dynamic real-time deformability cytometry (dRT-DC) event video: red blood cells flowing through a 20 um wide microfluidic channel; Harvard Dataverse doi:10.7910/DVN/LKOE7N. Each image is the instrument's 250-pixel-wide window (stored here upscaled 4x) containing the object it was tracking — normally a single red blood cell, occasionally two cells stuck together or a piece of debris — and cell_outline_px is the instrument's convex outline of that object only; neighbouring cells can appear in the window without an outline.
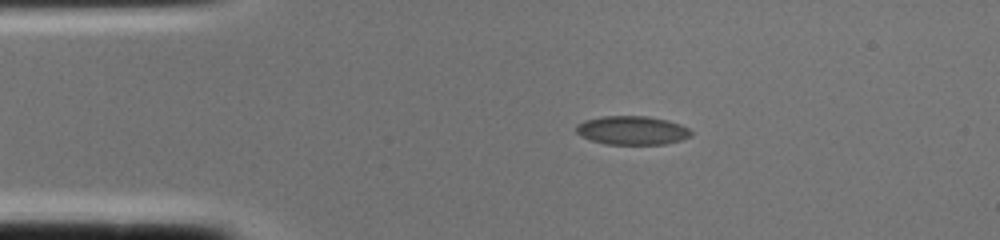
{"species": "common noctule bat (a hibernating species)", "species_latin": "Nyctalus noctula", "temperature_condition": "cold", "stored_images_in_passage": 1, "camera_frame_rate_fps": 3000, "um_per_image_px": 0.085, "animal": {"sex": "female", "body_mass_g": 22.0, "forearm_length_mm": 56.7}, "frame": {"image": 1, "passage_image": 1, "time_ms": 0.0, "image_size_px": [1000, 240], "cell_outline_px": [[692, 136], [680, 140], [664, 144], [604, 144], [580, 136], [576, 132], [576, 124], [584, 120], [604, 116], [648, 116], [668, 120], [680, 124], [688, 128], [692, 132]], "centroid_in_image_um": [53.72, 11.08], "position_along_channel_um": 31.3, "area_um2": 19.31}}